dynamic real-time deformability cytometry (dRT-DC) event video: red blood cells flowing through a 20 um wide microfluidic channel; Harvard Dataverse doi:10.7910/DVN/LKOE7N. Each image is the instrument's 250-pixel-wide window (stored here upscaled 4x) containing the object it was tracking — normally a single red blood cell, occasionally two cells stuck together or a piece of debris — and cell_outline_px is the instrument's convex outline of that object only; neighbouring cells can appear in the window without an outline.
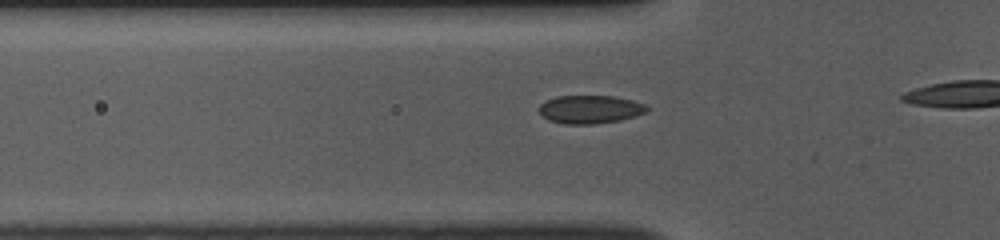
{"species": "common noctule bat (a hibernating species)", "species_latin": "Nyctalus noctula", "temperature_condition": "room temperature", "stored_images_in_passage": 13, "camera_frame_rate_fps": 3000, "um_per_image_px": 0.085, "animal": {"sex": "female", "body_mass_g": 10.0, "forearm_length_mm": 53.1}, "frame": {"image": 1, "passage_image": 10, "time_ms": 3.0, "image_size_px": [1000, 240], "cell_outline_px": [[648, 112], [636, 116], [620, 120], [592, 124], [564, 124], [548, 120], [540, 112], [540, 104], [556, 96], [612, 96], [632, 100], [644, 104], [648, 108]], "centroid_in_image_um": [50.18, 9.3], "position_along_channel_um": 75.6, "area_um2": 17.63}}